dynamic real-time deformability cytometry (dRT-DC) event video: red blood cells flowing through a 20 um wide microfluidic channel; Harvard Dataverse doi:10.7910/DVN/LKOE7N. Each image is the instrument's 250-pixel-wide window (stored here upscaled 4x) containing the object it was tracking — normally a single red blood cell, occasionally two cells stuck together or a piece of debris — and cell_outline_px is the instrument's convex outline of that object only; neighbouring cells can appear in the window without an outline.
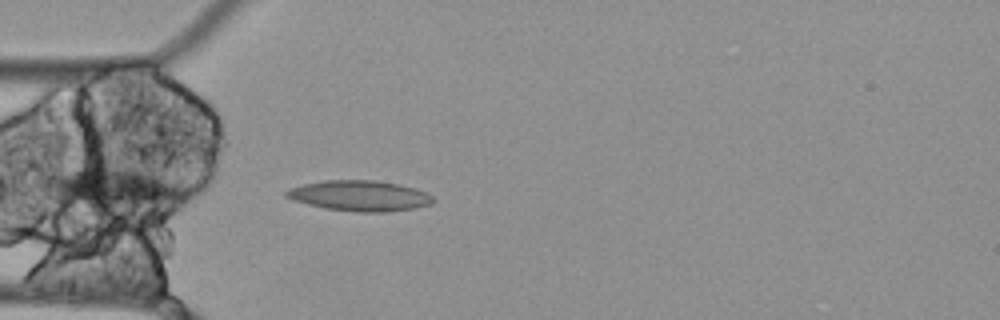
{"species": "Egyptian fruit bat (a non-hibernating species)", "species_latin": "Rousettus aegyptiacus", "temperature_condition": "cold", "stored_images_in_passage": 16, "camera_frame_rate_fps": 3000, "um_per_image_px": 0.085, "animal": {"sex": "female"}, "frame": {"image": 1, "passage_image": 16, "time_ms": 5.0, "image_size_px": [1000, 320], "cell_outline_px": [[436, 200], [432, 204], [412, 208], [384, 212], [356, 212], [324, 208], [308, 204], [284, 196], [284, 192], [292, 188], [304, 184], [324, 180], [376, 180], [400, 184], [416, 188], [432, 196]], "centroid_in_image_um": [30.6, 16.63], "position_along_channel_um": 54.4, "area_um2": 26.01}}